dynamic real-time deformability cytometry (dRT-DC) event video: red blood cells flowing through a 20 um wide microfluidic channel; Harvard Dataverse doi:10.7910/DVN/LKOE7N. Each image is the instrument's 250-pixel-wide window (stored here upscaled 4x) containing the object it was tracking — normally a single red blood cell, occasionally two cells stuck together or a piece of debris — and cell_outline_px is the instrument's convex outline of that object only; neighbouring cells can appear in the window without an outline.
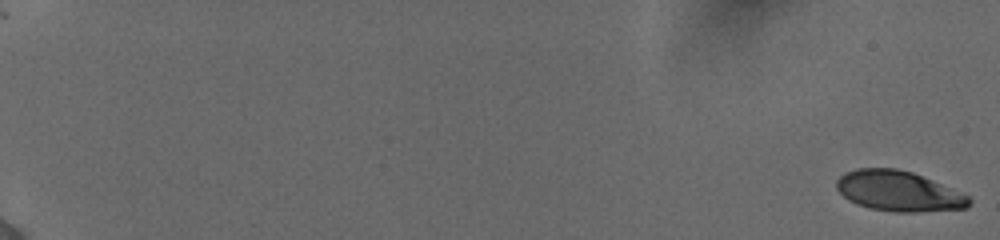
{"species": "human", "species_latin": "Homo sapiens", "temperature_condition": "cold", "stored_images_in_passage": 57, "camera_frame_rate_fps": 3000, "um_per_image_px": 0.085, "donor": {"sex": "female"}, "frame": {"image": 1, "passage_image": 1, "time_ms": 0.0, "image_size_px": [1000, 240], "cell_outline_px": [[972, 200], [968, 208], [916, 212], [896, 212], [868, 208], [856, 204], [848, 200], [836, 188], [836, 180], [844, 172], [856, 168], [896, 168], [912, 172], [932, 180], [968, 196]], "centroid_in_image_um": [76.34, 16.25], "position_along_channel_um": 8.7, "area_um2": 31.1}}
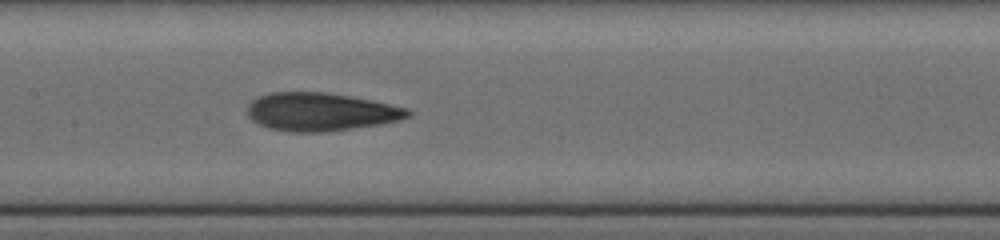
{"frame": {"image": 2, "passage_image": 32, "time_ms": 10.333, "image_size_px": [1000, 240], "cell_outline_px": [[412, 116], [400, 120], [380, 124], [324, 132], [288, 132], [268, 128], [256, 124], [248, 116], [248, 104], [252, 100], [260, 96], [272, 92], [328, 92], [372, 100], [408, 108], [412, 112]], "centroid_in_image_um": [27.26, 9.51], "position_along_channel_um": 180.1, "area_um2": 35.89}}
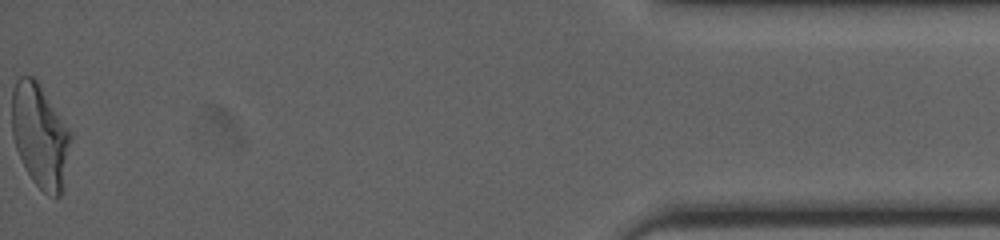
{"frame": {"image": 3, "passage_image": 57, "time_ms": 18.667, "image_size_px": [1000, 240], "cell_outline_px": [[72, 140], [64, 188], [60, 196], [56, 200], [48, 196], [32, 180], [16, 148], [12, 136], [12, 88], [16, 80], [20, 76], [36, 76], [72, 132]], "centroid_in_image_um": [3.45, 11.53], "position_along_channel_um": 431.8, "area_um2": 36.47}, "authors_computed_cell_mechanics": {"area_um2": 34.1598, "velocity_mm_per_s": 3.8847, "shape_relaxation_time_tau1_ms": 4.7089, "shape_relaxation_time_tau2_ms": 1.619, "deformation_change_tau1": 0.1915, "deformation_change_tau2": 0.0919}}